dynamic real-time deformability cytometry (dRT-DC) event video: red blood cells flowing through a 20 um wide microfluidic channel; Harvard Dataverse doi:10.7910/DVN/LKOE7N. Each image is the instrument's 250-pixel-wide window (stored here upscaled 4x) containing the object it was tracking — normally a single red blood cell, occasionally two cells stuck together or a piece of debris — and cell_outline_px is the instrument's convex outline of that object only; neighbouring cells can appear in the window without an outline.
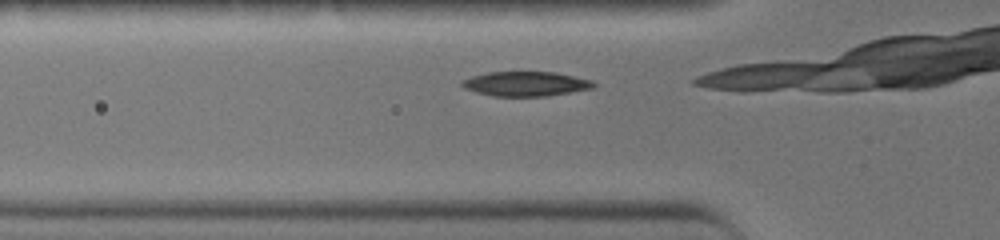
{"species": "common noctule bat (a hibernating species)", "species_latin": "Nyctalus noctula", "temperature_condition": "warm", "stored_images_in_passage": 8, "camera_frame_rate_fps": 3000, "um_per_image_px": 0.085, "animal": {"sex": "female", "body_mass_g": 19.0, "forearm_length_mm": 51.5}, "frame": {"image": 1, "passage_image": 2, "time_ms": 0.333, "image_size_px": [1000, 240], "cell_outline_px": [[596, 84], [592, 88], [548, 96], [492, 96], [476, 92], [464, 88], [460, 84], [460, 80], [472, 76], [488, 72], [556, 72], [592, 80]], "centroid_in_image_um": [44.65, 7.12], "position_along_channel_um": 81.1, "area_um2": 18.9}}